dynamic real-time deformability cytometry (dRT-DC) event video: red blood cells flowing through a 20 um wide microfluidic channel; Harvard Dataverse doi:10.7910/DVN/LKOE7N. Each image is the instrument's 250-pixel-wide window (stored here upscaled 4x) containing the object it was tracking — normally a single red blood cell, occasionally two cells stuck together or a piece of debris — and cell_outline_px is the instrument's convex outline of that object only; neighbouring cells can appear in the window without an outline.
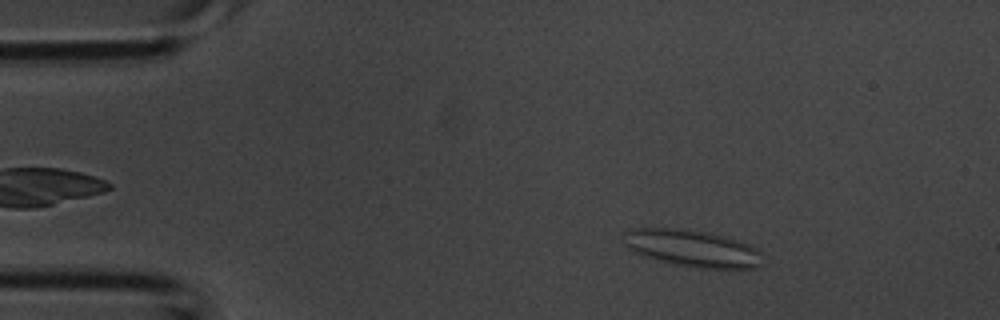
{"species": "common noctule bat (a hibernating species)", "species_latin": "Nyctalus noctula", "temperature_condition": "room temperature", "stored_images_in_passage": 3, "camera_frame_rate_fps": 3000, "um_per_image_px": 0.085, "animal": {"sex": "male", "body_mass_g": 20.1, "forearm_length_mm": 53.5}, "frame": {"image": 1, "passage_image": 1, "time_ms": 0.0, "image_size_px": [1000, 320], "cell_outline_px": [[760, 268], [700, 268], [672, 264], [644, 256], [632, 252], [624, 244], [620, 232], [624, 228], [684, 228], [728, 236], [740, 240], [756, 248], [760, 252]], "centroid_in_image_um": [58.75, 21.08], "position_along_channel_um": 26.2, "area_um2": 30.52}}